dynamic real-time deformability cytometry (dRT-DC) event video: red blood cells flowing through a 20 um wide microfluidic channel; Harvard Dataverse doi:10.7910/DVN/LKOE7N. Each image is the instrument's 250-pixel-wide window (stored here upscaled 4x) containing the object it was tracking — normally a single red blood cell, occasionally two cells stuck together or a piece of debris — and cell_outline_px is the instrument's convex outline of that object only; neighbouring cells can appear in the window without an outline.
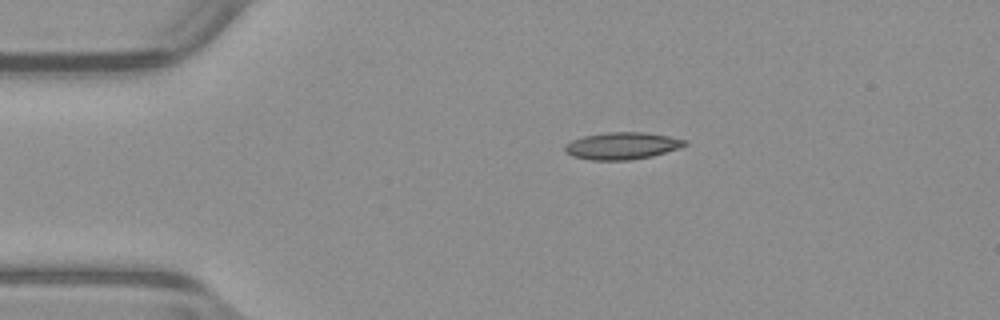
{"species": "common noctule bat (a hibernating species)", "species_latin": "Nyctalus noctula", "temperature_condition": "warm", "stored_images_in_passage": 43, "camera_frame_rate_fps": 3000, "um_per_image_px": 0.085, "animal": {"sex": "male", "body_mass_g": 23.1, "forearm_length_mm": 52.7}, "frame": {"image": 1, "passage_image": 1, "time_ms": 0.0, "image_size_px": [1000, 320], "cell_outline_px": [[688, 144], [680, 148], [652, 156], [628, 160], [592, 160], [572, 156], [564, 152], [564, 148], [572, 140], [584, 136], [608, 132], [644, 132], [668, 136], [688, 140]], "centroid_in_image_um": [52.9, 12.39], "position_along_channel_um": 32.1, "area_um2": 18.9}}
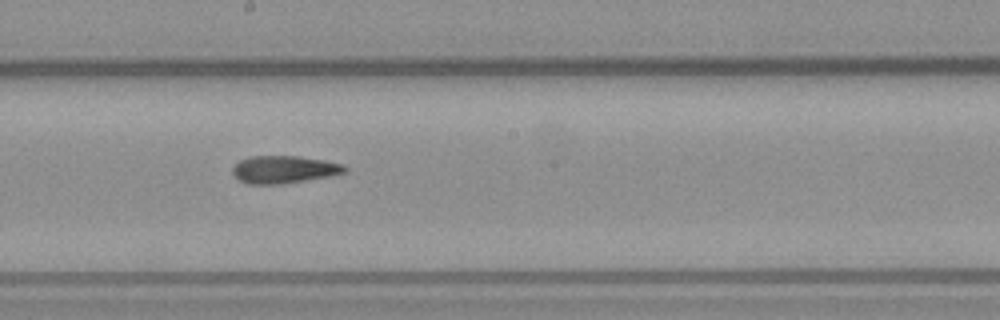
{"frame": {"image": 2, "passage_image": 19, "time_ms": 6.0, "image_size_px": [1000, 320], "cell_outline_px": [[348, 172], [332, 176], [284, 184], [248, 184], [240, 180], [232, 172], [232, 168], [240, 160], [252, 156], [296, 156], [324, 160], [344, 164], [348, 168]], "centroid_in_image_um": [24.2, 14.41], "position_along_channel_um": 224.0, "area_um2": 18.15}}
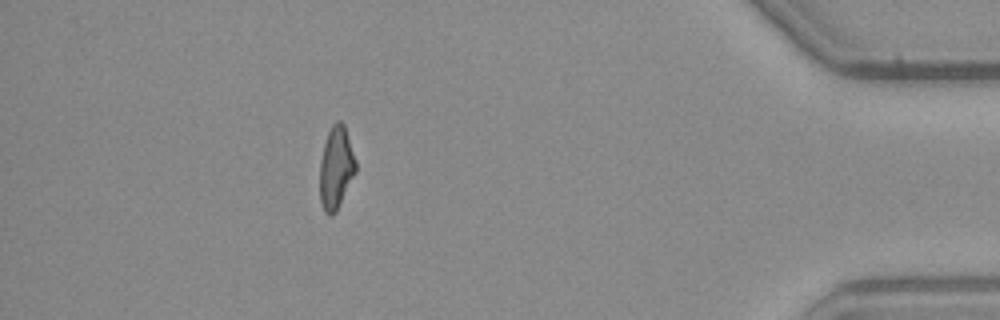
{"frame": {"image": 3, "passage_image": 37, "time_ms": 12.0, "image_size_px": [1000, 320], "cell_outline_px": [[356, 172], [336, 212], [332, 216], [328, 216], [324, 212], [320, 200], [320, 160], [324, 144], [328, 132], [332, 124], [336, 120], [340, 120], [344, 124], [356, 160]], "centroid_in_image_um": [28.56, 14.27], "position_along_channel_um": 406.6, "area_um2": 17.4}, "authors_computed_cell_mechanics": {"area_um2": 18.0336, "velocity_mm_per_s": 3.9586, "shape_relaxation_time_tau1_ms": null, "shape_relaxation_time_tau2_ms": 9.1399, "deformation_change_tau1": null, "deformation_change_tau2": 0.2019}}